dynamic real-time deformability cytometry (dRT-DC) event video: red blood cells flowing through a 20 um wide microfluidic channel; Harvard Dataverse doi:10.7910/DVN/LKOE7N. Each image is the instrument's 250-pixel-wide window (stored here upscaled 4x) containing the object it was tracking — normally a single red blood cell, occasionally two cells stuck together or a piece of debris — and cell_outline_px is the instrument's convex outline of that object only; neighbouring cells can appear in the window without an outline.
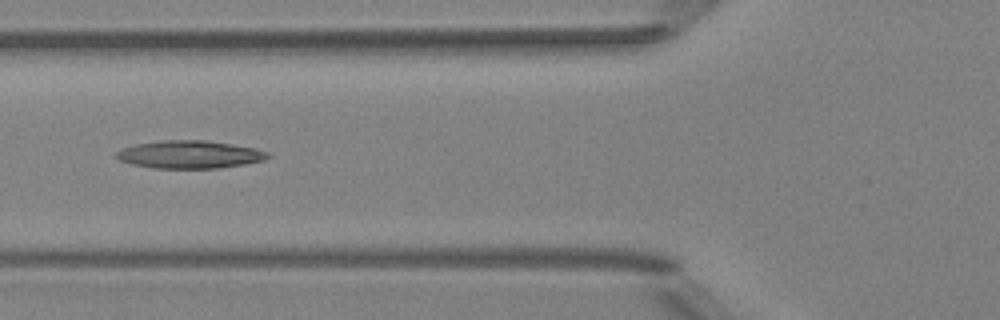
{"species": "Egyptian fruit bat (a non-hibernating species)", "species_latin": "Rousettus aegyptiacus", "temperature_condition": "room temperature", "stored_images_in_passage": 6, "camera_frame_rate_fps": 3000, "um_per_image_px": 0.085, "animal": {"sex": "female"}, "frame": {"image": 1, "passage_image": 6, "time_ms": 1.667, "image_size_px": [1000, 320], "cell_outline_px": [[272, 156], [264, 160], [244, 164], [220, 168], [152, 168], [132, 164], [120, 160], [116, 156], [116, 152], [124, 148], [136, 144], [164, 140], [204, 140], [232, 144], [256, 148], [268, 152]], "centroid_in_image_um": [16.16, 13.13], "position_along_channel_um": 109.6, "area_um2": 24.45}}